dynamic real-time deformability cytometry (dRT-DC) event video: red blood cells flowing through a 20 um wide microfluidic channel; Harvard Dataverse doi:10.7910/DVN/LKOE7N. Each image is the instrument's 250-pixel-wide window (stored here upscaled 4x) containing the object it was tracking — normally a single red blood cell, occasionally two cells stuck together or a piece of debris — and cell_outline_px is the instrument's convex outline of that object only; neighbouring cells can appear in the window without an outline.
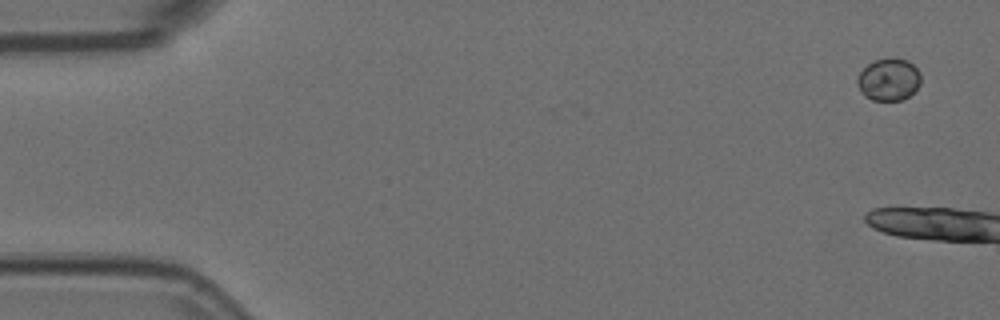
{"species": "Egyptian fruit bat (a non-hibernating species)", "species_latin": "Rousettus aegyptiacus", "temperature_condition": "room temperature", "stored_images_in_passage": 6, "camera_frame_rate_fps": 3000, "um_per_image_px": 0.085, "animal": {"sex": "female"}, "frame": {"image": 1, "passage_image": 1, "time_ms": 0.0, "image_size_px": [1000, 320], "cell_outline_px": [[920, 84], [908, 96], [900, 100], [872, 100], [864, 96], [856, 84], [856, 80], [860, 72], [868, 64], [876, 60], [892, 56], [908, 60], [920, 72]], "centroid_in_image_um": [75.52, 6.74], "position_along_channel_um": 9.5, "area_um2": 15.72}}